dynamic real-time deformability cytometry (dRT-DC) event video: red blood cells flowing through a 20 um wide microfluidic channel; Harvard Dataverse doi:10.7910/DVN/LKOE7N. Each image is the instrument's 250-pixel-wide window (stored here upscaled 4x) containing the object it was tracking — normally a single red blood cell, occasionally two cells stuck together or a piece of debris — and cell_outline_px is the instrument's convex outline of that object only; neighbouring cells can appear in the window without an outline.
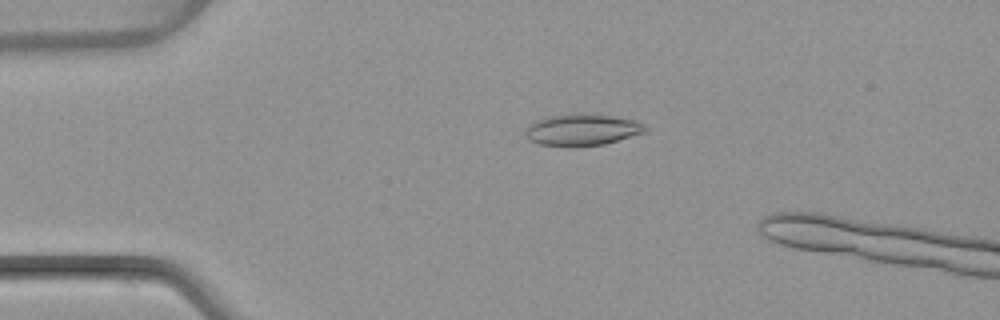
{"species": "common noctule bat (a hibernating species)", "species_latin": "Nyctalus noctula", "temperature_condition": "warm", "stored_images_in_passage": 5, "camera_frame_rate_fps": 3000, "um_per_image_px": 0.085, "animal": {"sex": "female", "body_mass_g": 22.7, "forearm_length_mm": 54.2}, "frame": {"image": 1, "passage_image": 3, "time_ms": 2.667, "image_size_px": [1000, 320], "cell_outline_px": [[648, 132], [604, 144], [576, 148], [572, 148], [540, 144], [528, 140], [524, 132], [528, 124], [544, 116], [576, 112], [612, 116], [636, 120], [644, 124], [648, 128]], "centroid_in_image_um": [49.46, 11.03], "position_along_channel_um": 35.5, "area_um2": 22.95}}